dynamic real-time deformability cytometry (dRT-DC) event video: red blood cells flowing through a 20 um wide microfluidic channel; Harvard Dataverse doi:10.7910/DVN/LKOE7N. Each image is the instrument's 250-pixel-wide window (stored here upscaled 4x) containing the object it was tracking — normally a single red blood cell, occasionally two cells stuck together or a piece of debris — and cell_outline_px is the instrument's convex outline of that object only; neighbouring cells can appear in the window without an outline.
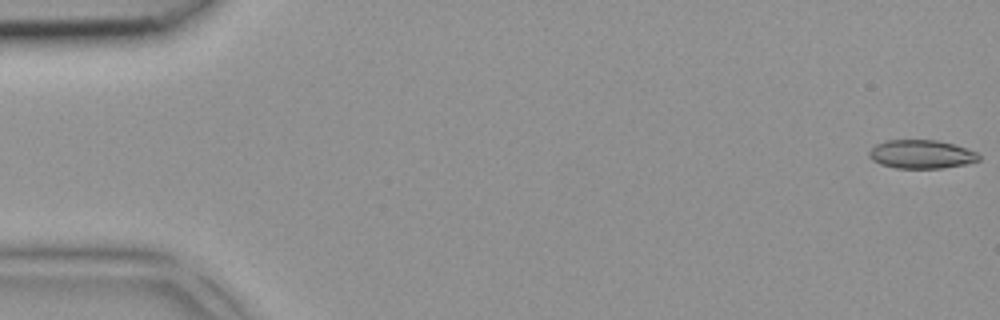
{"species": "common noctule bat (a hibernating species)", "species_latin": "Nyctalus noctula", "temperature_condition": "room temperature", "stored_images_in_passage": 5, "camera_frame_rate_fps": 3000, "um_per_image_px": 0.085, "animal": {"sex": "female", "body_mass_g": 18.4}, "frame": {"image": 1, "passage_image": 1, "time_ms": 0.0, "image_size_px": [1000, 320], "cell_outline_px": [[980, 160], [964, 164], [944, 168], [896, 168], [880, 164], [872, 160], [868, 156], [868, 152], [876, 144], [884, 140], [936, 140], [952, 144], [976, 152], [980, 156]], "centroid_in_image_um": [78.27, 13.11], "position_along_channel_um": 6.7, "area_um2": 18.21}}
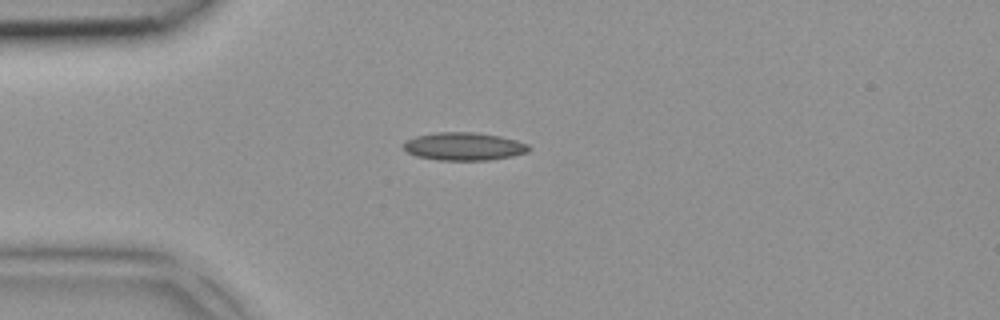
{"frame": {"image": 2, "passage_image": 4, "time_ms": 1.0, "image_size_px": [1000, 320], "cell_outline_px": [[532, 148], [528, 152], [512, 156], [488, 160], [440, 160], [416, 156], [408, 152], [404, 148], [404, 140], [416, 136], [436, 132], [476, 132], [500, 136], [516, 140], [528, 144]], "centroid_in_image_um": [39.45, 12.44], "position_along_channel_um": 45.6, "area_um2": 20.46}}